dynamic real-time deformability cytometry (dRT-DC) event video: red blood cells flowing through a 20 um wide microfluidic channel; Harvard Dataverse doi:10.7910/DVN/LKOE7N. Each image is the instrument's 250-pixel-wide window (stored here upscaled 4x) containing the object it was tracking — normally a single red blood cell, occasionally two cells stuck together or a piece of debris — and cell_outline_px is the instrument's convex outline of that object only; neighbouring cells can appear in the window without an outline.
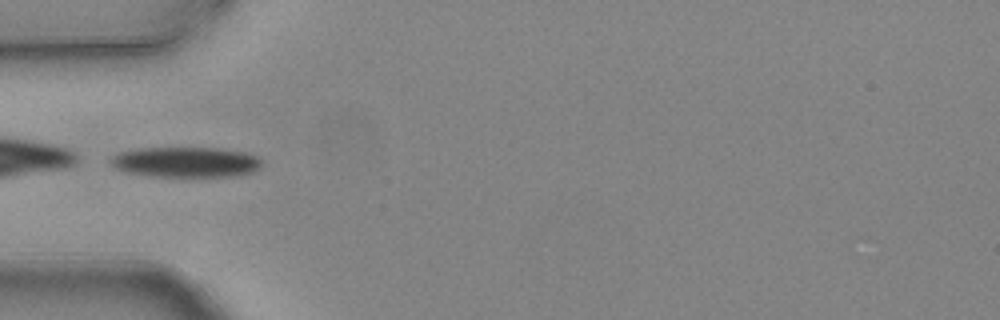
{"species": "common noctule bat (a hibernating species)", "species_latin": "Nyctalus noctula", "temperature_condition": "warm", "stored_images_in_passage": 5, "camera_frame_rate_fps": 3000, "um_per_image_px": 0.085, "animal": {"sex": "female", "body_mass_g": 24.6, "forearm_length_mm": 56.2}, "frame": {"image": 1, "passage_image": 5, "time_ms": 1.333, "image_size_px": [1000, 320], "cell_outline_px": [[260, 168], [252, 172], [232, 176], [152, 176], [128, 172], [116, 168], [108, 160], [116, 152], [140, 148], [220, 148], [244, 152], [256, 156], [260, 160]], "centroid_in_image_um": [15.76, 13.77], "position_along_channel_um": 69.2, "area_um2": 26.59}}